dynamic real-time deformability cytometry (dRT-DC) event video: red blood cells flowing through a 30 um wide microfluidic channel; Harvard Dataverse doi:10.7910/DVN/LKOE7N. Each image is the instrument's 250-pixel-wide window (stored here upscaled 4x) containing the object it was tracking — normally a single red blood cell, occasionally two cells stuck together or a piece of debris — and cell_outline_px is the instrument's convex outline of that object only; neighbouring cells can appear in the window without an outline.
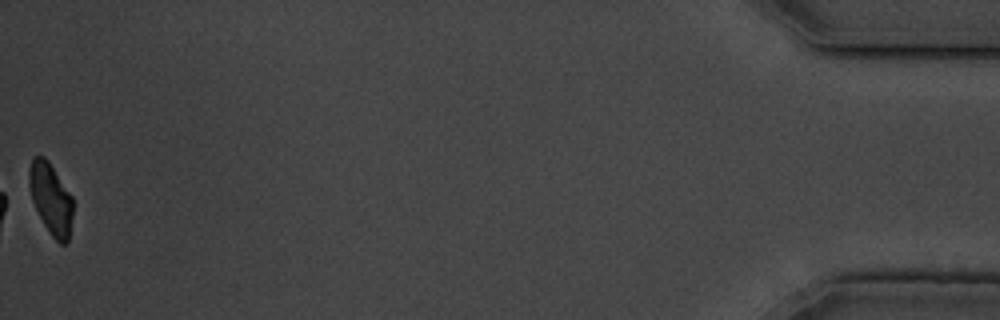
{"species": "common noctule bat (a hibernating species)", "species_latin": "Nyctalus noctula", "temperature_condition": "cold", "stored_images_in_passage": 56, "camera_frame_rate_fps": 3000, "um_per_image_px": 0.085, "animal": {"sex": "male", "body_mass_g": 19.5, "forearm_length_mm": 54.6}, "frame": {"image": 1, "passage_image": 56, "time_ms": 18.333, "image_size_px": [1000, 320], "cell_outline_px": [[72, 216], [68, 240], [64, 244], [60, 244], [48, 232], [32, 200], [28, 184], [28, 172], [32, 156], [44, 156], [48, 160], [72, 196]], "centroid_in_image_um": [4.3, 16.86], "position_along_channel_um": 430.9, "area_um2": 18.09}, "authors_computed_cell_mechanics": {"area_um2": 21.5594, "velocity_mm_per_s": 3.6215, "shape_relaxation_time_tau1_ms": 2.2269, "shape_relaxation_time_tau2_ms": 4.6244, "deformation_change_tau1": 0.1094, "deformation_change_tau2": 0.1016}}